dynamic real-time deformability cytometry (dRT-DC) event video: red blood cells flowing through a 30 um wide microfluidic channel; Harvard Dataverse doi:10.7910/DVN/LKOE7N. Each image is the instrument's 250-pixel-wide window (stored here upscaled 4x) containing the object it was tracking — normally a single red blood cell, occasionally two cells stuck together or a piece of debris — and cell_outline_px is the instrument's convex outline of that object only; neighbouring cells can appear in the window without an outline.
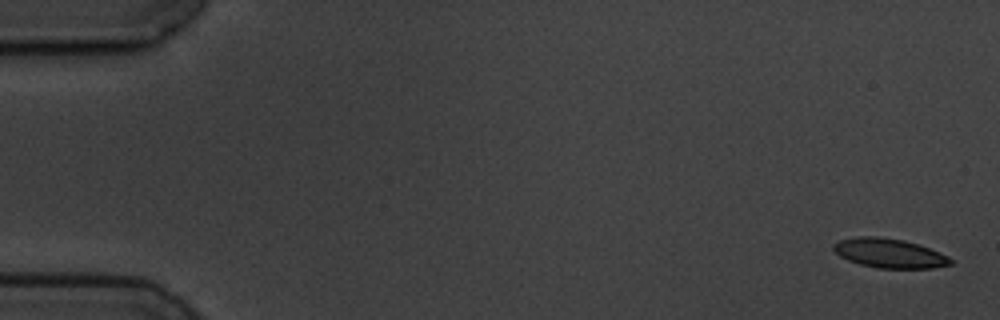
{"species": "common noctule bat (a hibernating species)", "species_latin": "Nyctalus noctula", "temperature_condition": "cold", "stored_images_in_passage": 6, "camera_frame_rate_fps": 3000, "um_per_image_px": 0.085, "animal": {"sex": "male", "body_mass_g": 19.5, "forearm_length_mm": 54.6}, "frame": {"image": 1, "passage_image": 1, "time_ms": 0.0, "image_size_px": [1000, 320], "cell_outline_px": [[952, 264], [932, 268], [876, 268], [860, 264], [848, 260], [840, 256], [832, 248], [832, 244], [840, 240], [856, 236], [880, 236], [904, 240], [920, 244], [940, 252], [948, 256], [952, 260]], "centroid_in_image_um": [75.59, 21.51], "position_along_channel_um": 9.4, "area_um2": 20.17}}
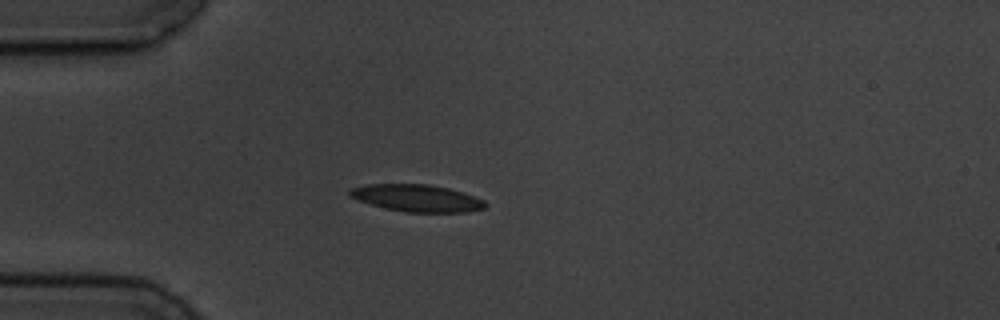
{"frame": {"image": 2, "passage_image": 5, "time_ms": 4.667, "image_size_px": [1000, 320], "cell_outline_px": [[488, 204], [484, 208], [468, 212], [404, 212], [384, 208], [348, 196], [348, 188], [368, 184], [428, 184], [448, 188], [464, 192], [476, 196], [484, 200]], "centroid_in_image_um": [35.45, 16.83], "position_along_channel_um": 49.5, "area_um2": 21.56}}